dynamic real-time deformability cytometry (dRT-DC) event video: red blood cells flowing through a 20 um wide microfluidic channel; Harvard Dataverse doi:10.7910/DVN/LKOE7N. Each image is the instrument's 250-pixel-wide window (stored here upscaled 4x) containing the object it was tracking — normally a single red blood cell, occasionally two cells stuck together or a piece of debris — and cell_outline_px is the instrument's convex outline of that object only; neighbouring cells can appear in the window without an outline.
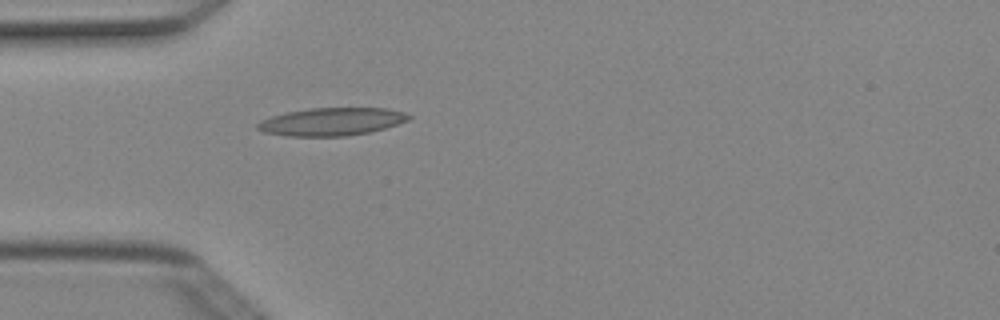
{"species": "Egyptian fruit bat (a non-hibernating species)", "species_latin": "Rousettus aegyptiacus", "temperature_condition": "cold", "stored_images_in_passage": 3, "camera_frame_rate_fps": 3000, "um_per_image_px": 0.085, "animal": {"sex": "female"}, "frame": {"image": 1, "passage_image": 3, "time_ms": 0.667, "image_size_px": [1000, 320], "cell_outline_px": [[412, 116], [408, 120], [384, 128], [368, 132], [348, 136], [288, 136], [264, 132], [256, 128], [256, 124], [260, 120], [272, 116], [288, 112], [308, 108], [388, 108], [404, 112]], "centroid_in_image_um": [28.17, 10.34], "position_along_channel_um": 56.8, "area_um2": 24.45}}